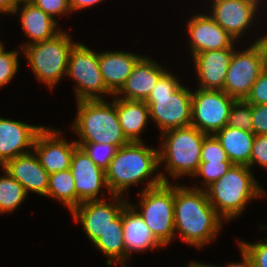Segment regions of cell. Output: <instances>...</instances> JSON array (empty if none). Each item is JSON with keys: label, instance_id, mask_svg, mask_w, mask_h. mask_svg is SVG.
Returning a JSON list of instances; mask_svg holds the SVG:
<instances>
[{"label": "cell", "instance_id": "obj_1", "mask_svg": "<svg viewBox=\"0 0 267 267\" xmlns=\"http://www.w3.org/2000/svg\"><path fill=\"white\" fill-rule=\"evenodd\" d=\"M187 187L174 185L175 232L186 244L202 248L215 240L224 219L210 204L204 189H198L197 185Z\"/></svg>", "mask_w": 267, "mask_h": 267}, {"label": "cell", "instance_id": "obj_2", "mask_svg": "<svg viewBox=\"0 0 267 267\" xmlns=\"http://www.w3.org/2000/svg\"><path fill=\"white\" fill-rule=\"evenodd\" d=\"M159 166V149L146 147L144 142H130L118 148L105 171L108 189L112 195L123 196L130 187L141 184L152 176L142 190L163 182L171 183L163 172L159 171L154 176L153 173L160 168Z\"/></svg>", "mask_w": 267, "mask_h": 267}, {"label": "cell", "instance_id": "obj_3", "mask_svg": "<svg viewBox=\"0 0 267 267\" xmlns=\"http://www.w3.org/2000/svg\"><path fill=\"white\" fill-rule=\"evenodd\" d=\"M112 103L104 100H80L72 129L79 137L76 143L108 144L121 148L130 141L125 137L117 116L116 98Z\"/></svg>", "mask_w": 267, "mask_h": 267}, {"label": "cell", "instance_id": "obj_4", "mask_svg": "<svg viewBox=\"0 0 267 267\" xmlns=\"http://www.w3.org/2000/svg\"><path fill=\"white\" fill-rule=\"evenodd\" d=\"M251 171L248 166L233 165L205 189L210 204L224 220H235L245 210L247 203L266 195Z\"/></svg>", "mask_w": 267, "mask_h": 267}, {"label": "cell", "instance_id": "obj_5", "mask_svg": "<svg viewBox=\"0 0 267 267\" xmlns=\"http://www.w3.org/2000/svg\"><path fill=\"white\" fill-rule=\"evenodd\" d=\"M192 91L166 71L157 81L145 103L151 120L161 133L191 125Z\"/></svg>", "mask_w": 267, "mask_h": 267}, {"label": "cell", "instance_id": "obj_6", "mask_svg": "<svg viewBox=\"0 0 267 267\" xmlns=\"http://www.w3.org/2000/svg\"><path fill=\"white\" fill-rule=\"evenodd\" d=\"M161 135L159 165L164 164L165 170L174 179L193 177L201 163L202 142L207 134L190 125L173 128Z\"/></svg>", "mask_w": 267, "mask_h": 267}, {"label": "cell", "instance_id": "obj_7", "mask_svg": "<svg viewBox=\"0 0 267 267\" xmlns=\"http://www.w3.org/2000/svg\"><path fill=\"white\" fill-rule=\"evenodd\" d=\"M68 32L61 31L55 37L25 46L22 51L35 74V78L48 88H53L66 76L69 53L74 41Z\"/></svg>", "mask_w": 267, "mask_h": 267}, {"label": "cell", "instance_id": "obj_8", "mask_svg": "<svg viewBox=\"0 0 267 267\" xmlns=\"http://www.w3.org/2000/svg\"><path fill=\"white\" fill-rule=\"evenodd\" d=\"M137 195H140L138 204L133 205L130 202L129 204L141 215L156 239L165 247L170 245L176 236L173 183L163 182L158 186L142 190Z\"/></svg>", "mask_w": 267, "mask_h": 267}, {"label": "cell", "instance_id": "obj_9", "mask_svg": "<svg viewBox=\"0 0 267 267\" xmlns=\"http://www.w3.org/2000/svg\"><path fill=\"white\" fill-rule=\"evenodd\" d=\"M66 75L76 81V101L104 100V94L112 95L104 83L98 53L82 43L77 42L71 48Z\"/></svg>", "mask_w": 267, "mask_h": 267}, {"label": "cell", "instance_id": "obj_10", "mask_svg": "<svg viewBox=\"0 0 267 267\" xmlns=\"http://www.w3.org/2000/svg\"><path fill=\"white\" fill-rule=\"evenodd\" d=\"M264 69V54L257 40L243 51L234 50L223 91L235 100L246 99Z\"/></svg>", "mask_w": 267, "mask_h": 267}, {"label": "cell", "instance_id": "obj_11", "mask_svg": "<svg viewBox=\"0 0 267 267\" xmlns=\"http://www.w3.org/2000/svg\"><path fill=\"white\" fill-rule=\"evenodd\" d=\"M234 100L223 90L197 88L192 92L191 126L207 135H214L227 125Z\"/></svg>", "mask_w": 267, "mask_h": 267}, {"label": "cell", "instance_id": "obj_12", "mask_svg": "<svg viewBox=\"0 0 267 267\" xmlns=\"http://www.w3.org/2000/svg\"><path fill=\"white\" fill-rule=\"evenodd\" d=\"M113 202L89 200L82 202L70 213L75 222H79L92 244L106 231L129 203L121 195H111ZM115 200V201H114Z\"/></svg>", "mask_w": 267, "mask_h": 267}, {"label": "cell", "instance_id": "obj_13", "mask_svg": "<svg viewBox=\"0 0 267 267\" xmlns=\"http://www.w3.org/2000/svg\"><path fill=\"white\" fill-rule=\"evenodd\" d=\"M70 170L76 191V207L85 201L103 199V196L98 197L103 187L112 195L106 183L105 171L79 146L73 152Z\"/></svg>", "mask_w": 267, "mask_h": 267}, {"label": "cell", "instance_id": "obj_14", "mask_svg": "<svg viewBox=\"0 0 267 267\" xmlns=\"http://www.w3.org/2000/svg\"><path fill=\"white\" fill-rule=\"evenodd\" d=\"M61 133L44 126L33 144L34 153L49 174L70 169L73 152L78 146L75 141L68 143Z\"/></svg>", "mask_w": 267, "mask_h": 267}, {"label": "cell", "instance_id": "obj_15", "mask_svg": "<svg viewBox=\"0 0 267 267\" xmlns=\"http://www.w3.org/2000/svg\"><path fill=\"white\" fill-rule=\"evenodd\" d=\"M209 15L236 41L252 25L259 10V0H211ZM240 37V38H239Z\"/></svg>", "mask_w": 267, "mask_h": 267}, {"label": "cell", "instance_id": "obj_16", "mask_svg": "<svg viewBox=\"0 0 267 267\" xmlns=\"http://www.w3.org/2000/svg\"><path fill=\"white\" fill-rule=\"evenodd\" d=\"M43 127L0 117V167L33 151L35 138Z\"/></svg>", "mask_w": 267, "mask_h": 267}, {"label": "cell", "instance_id": "obj_17", "mask_svg": "<svg viewBox=\"0 0 267 267\" xmlns=\"http://www.w3.org/2000/svg\"><path fill=\"white\" fill-rule=\"evenodd\" d=\"M187 29L192 56L204 51L235 49L236 41L207 13L193 16L187 22Z\"/></svg>", "mask_w": 267, "mask_h": 267}, {"label": "cell", "instance_id": "obj_18", "mask_svg": "<svg viewBox=\"0 0 267 267\" xmlns=\"http://www.w3.org/2000/svg\"><path fill=\"white\" fill-rule=\"evenodd\" d=\"M234 49L204 51L191 56L199 86L204 90H223Z\"/></svg>", "mask_w": 267, "mask_h": 267}, {"label": "cell", "instance_id": "obj_19", "mask_svg": "<svg viewBox=\"0 0 267 267\" xmlns=\"http://www.w3.org/2000/svg\"><path fill=\"white\" fill-rule=\"evenodd\" d=\"M166 71L160 64L144 55L134 65L124 86L115 96L126 100L145 101Z\"/></svg>", "mask_w": 267, "mask_h": 267}, {"label": "cell", "instance_id": "obj_20", "mask_svg": "<svg viewBox=\"0 0 267 267\" xmlns=\"http://www.w3.org/2000/svg\"><path fill=\"white\" fill-rule=\"evenodd\" d=\"M3 168L24 187L27 195L34 192L46 197L49 173L41 166L34 151L9 160Z\"/></svg>", "mask_w": 267, "mask_h": 267}, {"label": "cell", "instance_id": "obj_21", "mask_svg": "<svg viewBox=\"0 0 267 267\" xmlns=\"http://www.w3.org/2000/svg\"><path fill=\"white\" fill-rule=\"evenodd\" d=\"M123 237L126 249V261L130 253H146L148 250L164 247L145 224L141 215L127 204L122 210Z\"/></svg>", "mask_w": 267, "mask_h": 267}, {"label": "cell", "instance_id": "obj_22", "mask_svg": "<svg viewBox=\"0 0 267 267\" xmlns=\"http://www.w3.org/2000/svg\"><path fill=\"white\" fill-rule=\"evenodd\" d=\"M142 56L131 52H98V63L107 90L116 95L124 86L134 65Z\"/></svg>", "mask_w": 267, "mask_h": 267}, {"label": "cell", "instance_id": "obj_23", "mask_svg": "<svg viewBox=\"0 0 267 267\" xmlns=\"http://www.w3.org/2000/svg\"><path fill=\"white\" fill-rule=\"evenodd\" d=\"M19 9L21 10L19 11ZM16 12H20L21 26L25 36L30 39L21 45V50L27 45L51 39L61 32V29L58 30L59 28H57L58 21L37 8L33 3L20 4L12 15Z\"/></svg>", "mask_w": 267, "mask_h": 267}, {"label": "cell", "instance_id": "obj_24", "mask_svg": "<svg viewBox=\"0 0 267 267\" xmlns=\"http://www.w3.org/2000/svg\"><path fill=\"white\" fill-rule=\"evenodd\" d=\"M116 97L117 116L125 137L130 142H143L139 136L149 121V107L145 101Z\"/></svg>", "mask_w": 267, "mask_h": 267}, {"label": "cell", "instance_id": "obj_25", "mask_svg": "<svg viewBox=\"0 0 267 267\" xmlns=\"http://www.w3.org/2000/svg\"><path fill=\"white\" fill-rule=\"evenodd\" d=\"M228 159L234 165H245L249 167L252 144L255 138L253 132L235 129L228 125L214 134Z\"/></svg>", "mask_w": 267, "mask_h": 267}, {"label": "cell", "instance_id": "obj_26", "mask_svg": "<svg viewBox=\"0 0 267 267\" xmlns=\"http://www.w3.org/2000/svg\"><path fill=\"white\" fill-rule=\"evenodd\" d=\"M122 211L121 214L111 222L106 231L93 243L106 257V265L113 263L126 265V249L123 235Z\"/></svg>", "mask_w": 267, "mask_h": 267}, {"label": "cell", "instance_id": "obj_27", "mask_svg": "<svg viewBox=\"0 0 267 267\" xmlns=\"http://www.w3.org/2000/svg\"><path fill=\"white\" fill-rule=\"evenodd\" d=\"M49 196L63 203L69 211L76 207V191L70 169L49 174L46 197Z\"/></svg>", "mask_w": 267, "mask_h": 267}, {"label": "cell", "instance_id": "obj_28", "mask_svg": "<svg viewBox=\"0 0 267 267\" xmlns=\"http://www.w3.org/2000/svg\"><path fill=\"white\" fill-rule=\"evenodd\" d=\"M3 170V176H0V213H12L20 207L28 196L24 187L7 172Z\"/></svg>", "mask_w": 267, "mask_h": 267}, {"label": "cell", "instance_id": "obj_29", "mask_svg": "<svg viewBox=\"0 0 267 267\" xmlns=\"http://www.w3.org/2000/svg\"><path fill=\"white\" fill-rule=\"evenodd\" d=\"M227 125L252 132V104L245 99L234 100L229 111Z\"/></svg>", "mask_w": 267, "mask_h": 267}, {"label": "cell", "instance_id": "obj_30", "mask_svg": "<svg viewBox=\"0 0 267 267\" xmlns=\"http://www.w3.org/2000/svg\"><path fill=\"white\" fill-rule=\"evenodd\" d=\"M86 154L98 165L99 168L106 171L109 163L116 155L118 148L108 144L97 143H76Z\"/></svg>", "mask_w": 267, "mask_h": 267}, {"label": "cell", "instance_id": "obj_31", "mask_svg": "<svg viewBox=\"0 0 267 267\" xmlns=\"http://www.w3.org/2000/svg\"><path fill=\"white\" fill-rule=\"evenodd\" d=\"M232 162H201L194 177L201 176L203 178L202 185L198 189H206L209 185L220 179L233 166Z\"/></svg>", "mask_w": 267, "mask_h": 267}, {"label": "cell", "instance_id": "obj_32", "mask_svg": "<svg viewBox=\"0 0 267 267\" xmlns=\"http://www.w3.org/2000/svg\"><path fill=\"white\" fill-rule=\"evenodd\" d=\"M201 162H231L214 135H207L202 142Z\"/></svg>", "mask_w": 267, "mask_h": 267}, {"label": "cell", "instance_id": "obj_33", "mask_svg": "<svg viewBox=\"0 0 267 267\" xmlns=\"http://www.w3.org/2000/svg\"><path fill=\"white\" fill-rule=\"evenodd\" d=\"M18 51H4L0 55V88L11 82L19 68Z\"/></svg>", "mask_w": 267, "mask_h": 267}, {"label": "cell", "instance_id": "obj_34", "mask_svg": "<svg viewBox=\"0 0 267 267\" xmlns=\"http://www.w3.org/2000/svg\"><path fill=\"white\" fill-rule=\"evenodd\" d=\"M237 241L238 245L251 257L254 267H267V237L256 243Z\"/></svg>", "mask_w": 267, "mask_h": 267}, {"label": "cell", "instance_id": "obj_35", "mask_svg": "<svg viewBox=\"0 0 267 267\" xmlns=\"http://www.w3.org/2000/svg\"><path fill=\"white\" fill-rule=\"evenodd\" d=\"M254 164L267 169V134L255 135L250 154L249 168L251 170Z\"/></svg>", "mask_w": 267, "mask_h": 267}, {"label": "cell", "instance_id": "obj_36", "mask_svg": "<svg viewBox=\"0 0 267 267\" xmlns=\"http://www.w3.org/2000/svg\"><path fill=\"white\" fill-rule=\"evenodd\" d=\"M245 100L250 104H267V69L260 73Z\"/></svg>", "mask_w": 267, "mask_h": 267}, {"label": "cell", "instance_id": "obj_37", "mask_svg": "<svg viewBox=\"0 0 267 267\" xmlns=\"http://www.w3.org/2000/svg\"><path fill=\"white\" fill-rule=\"evenodd\" d=\"M32 3L54 20H56L55 18L58 15L71 13L68 0H34Z\"/></svg>", "mask_w": 267, "mask_h": 267}, {"label": "cell", "instance_id": "obj_38", "mask_svg": "<svg viewBox=\"0 0 267 267\" xmlns=\"http://www.w3.org/2000/svg\"><path fill=\"white\" fill-rule=\"evenodd\" d=\"M252 132L254 135L267 134V104H252Z\"/></svg>", "mask_w": 267, "mask_h": 267}, {"label": "cell", "instance_id": "obj_39", "mask_svg": "<svg viewBox=\"0 0 267 267\" xmlns=\"http://www.w3.org/2000/svg\"><path fill=\"white\" fill-rule=\"evenodd\" d=\"M101 1L103 0H68L71 12L92 7Z\"/></svg>", "mask_w": 267, "mask_h": 267}, {"label": "cell", "instance_id": "obj_40", "mask_svg": "<svg viewBox=\"0 0 267 267\" xmlns=\"http://www.w3.org/2000/svg\"><path fill=\"white\" fill-rule=\"evenodd\" d=\"M239 250L241 253L242 261L241 262H234L229 263L228 265L224 267H254L251 257L246 253V251L239 246ZM215 267H219L217 265H214Z\"/></svg>", "mask_w": 267, "mask_h": 267}, {"label": "cell", "instance_id": "obj_41", "mask_svg": "<svg viewBox=\"0 0 267 267\" xmlns=\"http://www.w3.org/2000/svg\"><path fill=\"white\" fill-rule=\"evenodd\" d=\"M18 6V0H0V13L13 14Z\"/></svg>", "mask_w": 267, "mask_h": 267}, {"label": "cell", "instance_id": "obj_42", "mask_svg": "<svg viewBox=\"0 0 267 267\" xmlns=\"http://www.w3.org/2000/svg\"><path fill=\"white\" fill-rule=\"evenodd\" d=\"M257 41L263 50L265 69H267V35L257 38Z\"/></svg>", "mask_w": 267, "mask_h": 267}, {"label": "cell", "instance_id": "obj_43", "mask_svg": "<svg viewBox=\"0 0 267 267\" xmlns=\"http://www.w3.org/2000/svg\"><path fill=\"white\" fill-rule=\"evenodd\" d=\"M187 267H215L214 265H211V264H203L199 261H190V263H188Z\"/></svg>", "mask_w": 267, "mask_h": 267}, {"label": "cell", "instance_id": "obj_44", "mask_svg": "<svg viewBox=\"0 0 267 267\" xmlns=\"http://www.w3.org/2000/svg\"><path fill=\"white\" fill-rule=\"evenodd\" d=\"M34 0H18V6L23 3H32Z\"/></svg>", "mask_w": 267, "mask_h": 267}, {"label": "cell", "instance_id": "obj_45", "mask_svg": "<svg viewBox=\"0 0 267 267\" xmlns=\"http://www.w3.org/2000/svg\"><path fill=\"white\" fill-rule=\"evenodd\" d=\"M6 49L4 48L2 42H0V55L5 51Z\"/></svg>", "mask_w": 267, "mask_h": 267}]
</instances>
